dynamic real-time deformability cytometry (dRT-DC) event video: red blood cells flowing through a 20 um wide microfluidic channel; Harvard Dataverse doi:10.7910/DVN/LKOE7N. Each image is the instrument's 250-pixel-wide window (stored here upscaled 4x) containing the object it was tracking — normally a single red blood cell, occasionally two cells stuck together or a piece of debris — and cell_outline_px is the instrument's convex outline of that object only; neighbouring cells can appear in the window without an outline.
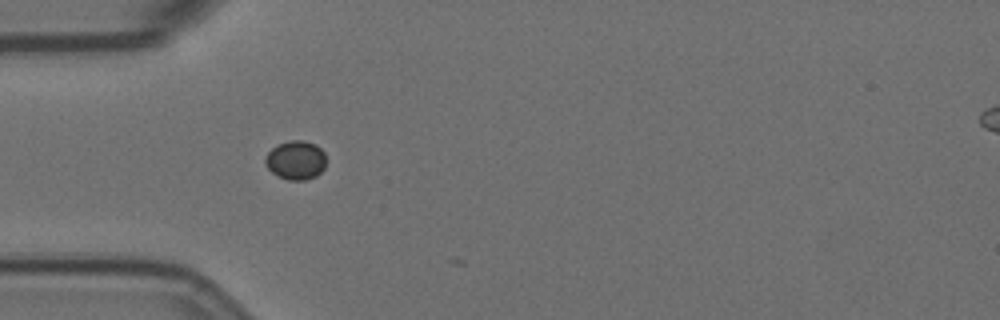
{"species": "Egyptian fruit bat (a non-hibernating species)", "species_latin": "Rousettus aegyptiacus", "temperature_condition": "room temperature", "stored_images_in_passage": 2, "camera_frame_rate_fps": 3000, "um_per_image_px": 0.085, "animal": {"sex": "female"}, "frame": {"image": 1, "passage_image": 1, "time_ms": 0.0, "image_size_px": [1000, 320], "cell_outline_px": [[324, 168], [316, 176], [304, 180], [288, 180], [272, 172], [264, 164], [264, 160], [268, 152], [272, 148], [280, 144], [292, 140], [304, 140], [316, 144], [324, 152]], "centroid_in_image_um": [25.14, 13.61], "position_along_channel_um": 59.9, "area_um2": 13.64}}